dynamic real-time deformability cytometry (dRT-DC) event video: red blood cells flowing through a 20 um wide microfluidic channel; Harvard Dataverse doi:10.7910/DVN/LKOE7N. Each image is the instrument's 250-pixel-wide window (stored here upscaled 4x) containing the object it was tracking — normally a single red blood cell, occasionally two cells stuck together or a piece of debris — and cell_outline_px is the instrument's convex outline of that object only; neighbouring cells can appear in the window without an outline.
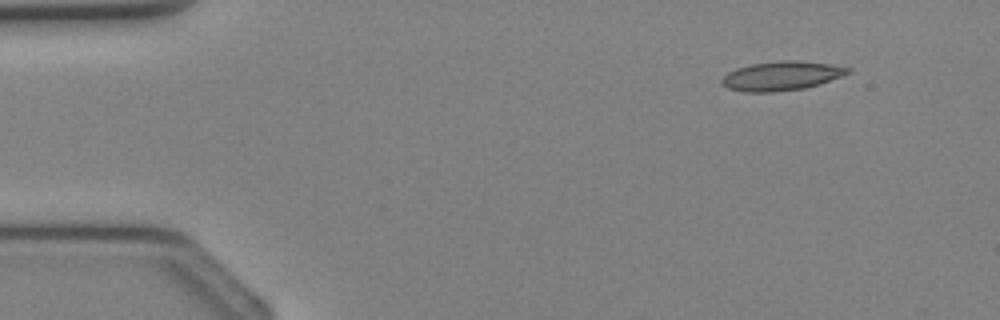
{"species": "Egyptian fruit bat (a non-hibernating species)", "species_latin": "Rousettus aegyptiacus", "temperature_condition": "cold", "stored_images_in_passage": 34, "camera_frame_rate_fps": 3000, "um_per_image_px": 0.085, "animal": {"sex": "female"}, "frame": {"image": 1, "passage_image": 2, "time_ms": 0.333, "image_size_px": [1000, 320], "cell_outline_px": [[852, 72], [820, 84], [804, 88], [772, 92], [744, 92], [728, 88], [720, 84], [720, 80], [728, 72], [736, 68], [752, 64], [784, 60], [796, 60], [828, 64], [852, 68]], "centroid_in_image_um": [66.41, 6.45], "position_along_channel_um": 18.6, "area_um2": 21.39}}
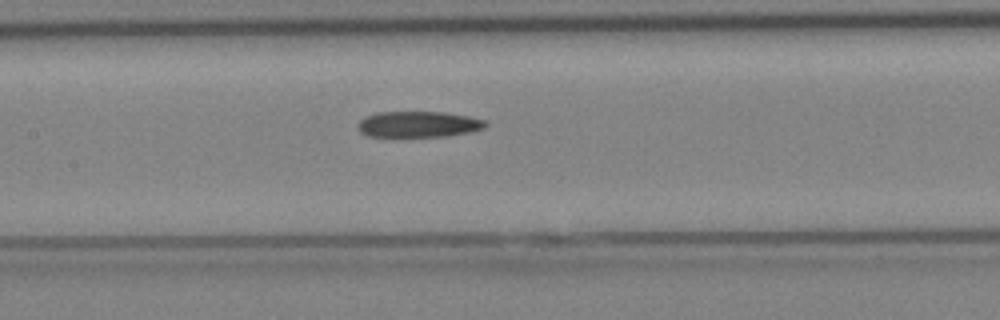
{"frame": {"image": 2, "passage_image": 15, "time_ms": 4.667, "image_size_px": [1000, 320], "cell_outline_px": [[488, 124], [484, 128], [472, 132], [448, 136], [368, 136], [360, 132], [356, 124], [364, 116], [376, 112], [444, 112], [468, 116], [484, 120]], "centroid_in_image_um": [35.55, 10.56], "position_along_channel_um": 171.8, "area_um2": 19.42}}
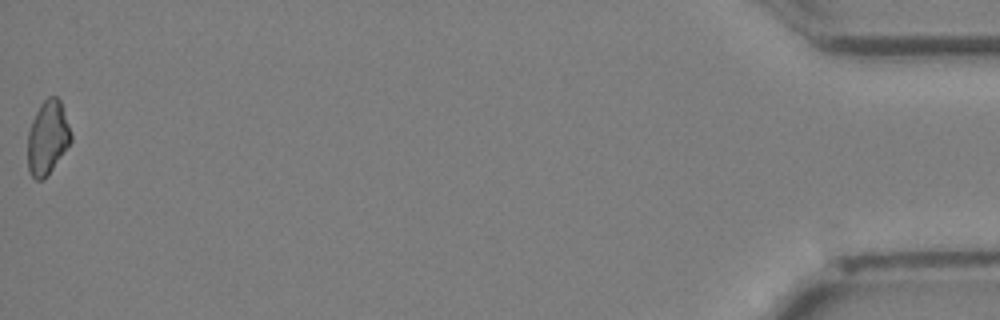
{"frame": {"image": 3, "passage_image": 34, "time_ms": 11.0, "image_size_px": [1000, 320], "cell_outline_px": [[72, 140], [52, 168], [40, 180], [36, 180], [28, 172], [28, 132], [32, 120], [40, 104], [48, 96], [56, 96], [60, 100], [72, 136]], "centroid_in_image_um": [4.03, 11.67], "position_along_channel_um": 431.2, "area_um2": 18.21}}